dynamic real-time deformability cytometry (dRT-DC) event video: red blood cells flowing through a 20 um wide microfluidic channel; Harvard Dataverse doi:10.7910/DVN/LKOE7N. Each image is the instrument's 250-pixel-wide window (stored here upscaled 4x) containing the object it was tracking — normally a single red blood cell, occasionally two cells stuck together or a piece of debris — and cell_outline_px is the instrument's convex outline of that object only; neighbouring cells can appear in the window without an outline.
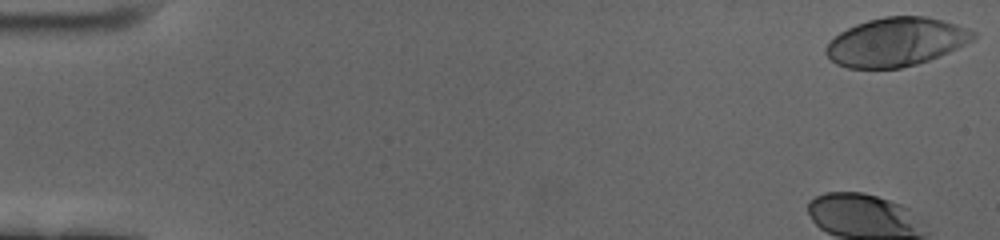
{"species": "human", "species_latin": "Homo sapiens", "temperature_condition": "cold", "stored_images_in_passage": 58, "camera_frame_rate_fps": 3000, "um_per_image_px": 0.085, "donor": {"sex": "female"}, "frame": {"image": 1, "passage_image": 1, "time_ms": 0.0, "image_size_px": [1000, 240], "cell_outline_px": [[976, 36], [972, 40], [940, 56], [916, 64], [900, 68], [848, 68], [836, 64], [824, 52], [824, 48], [840, 32], [856, 24], [868, 20], [884, 16], [924, 16], [956, 24], [968, 28], [976, 32]], "centroid_in_image_um": [76.15, 3.57], "position_along_channel_um": 8.8, "area_um2": 41.44}, "authors_computed_cell_mechanics": {"area_um2": 36.3851, "velocity_mm_per_s": 3.4256, "shape_relaxation_time_tau1_ms": 3.5723, "shape_relaxation_time_tau2_ms": null, "deformation_change_tau1": 0.1689, "deformation_change_tau2": null}}